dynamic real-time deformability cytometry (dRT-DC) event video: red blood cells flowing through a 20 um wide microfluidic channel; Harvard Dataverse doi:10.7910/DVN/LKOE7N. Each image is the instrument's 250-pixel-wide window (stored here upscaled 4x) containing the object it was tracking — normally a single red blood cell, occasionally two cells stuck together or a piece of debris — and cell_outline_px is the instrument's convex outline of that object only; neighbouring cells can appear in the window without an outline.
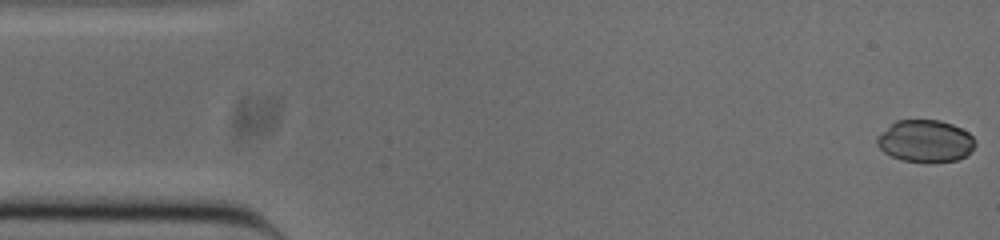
{"species": "common noctule bat (a hibernating species)", "species_latin": "Nyctalus noctula", "temperature_condition": "cold", "stored_images_in_passage": 52, "camera_frame_rate_fps": 3000, "um_per_image_px": 0.085, "animal": {"sex": "male", "body_mass_g": 20.0, "forearm_length_mm": 53.3}, "frame": {"image": 1, "passage_image": 1, "time_ms": 0.0, "image_size_px": [1000, 240], "cell_outline_px": [[976, 144], [964, 156], [956, 160], [928, 164], [900, 160], [884, 152], [876, 144], [876, 136], [896, 120], [940, 120], [952, 124], [968, 132], [972, 136]], "centroid_in_image_um": [78.62, 12.01], "position_along_channel_um": 6.4, "area_um2": 24.33}}
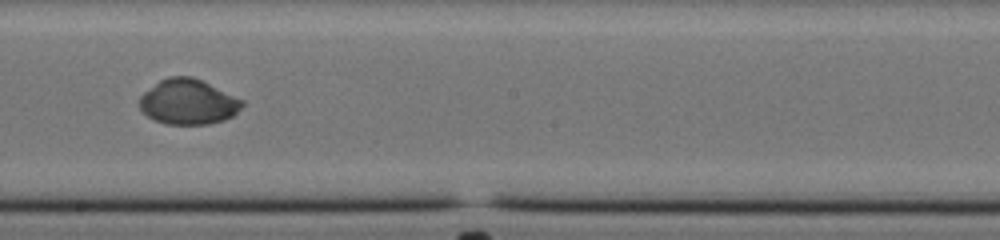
{"frame": {"image": 2, "passage_image": 28, "time_ms": 9.0, "image_size_px": [1000, 240], "cell_outline_px": [[244, 104], [232, 116], [224, 120], [208, 124], [164, 124], [148, 116], [140, 108], [140, 96], [144, 92], [160, 80], [168, 76], [192, 76], [244, 100]], "centroid_in_image_um": [15.99, 8.66], "position_along_channel_um": 232.2, "area_um2": 26.82}}
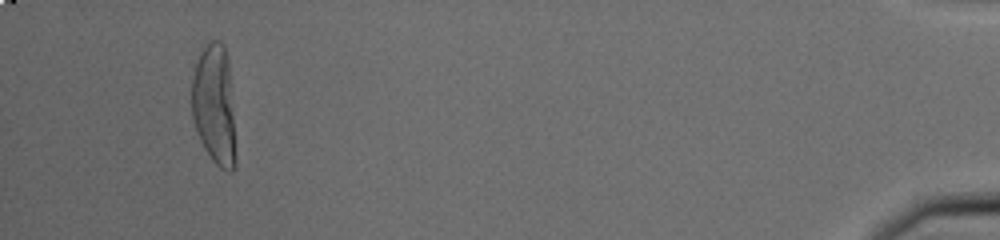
{"frame": {"image": 3, "passage_image": 49, "time_ms": 16.0, "image_size_px": [1000, 240], "cell_outline_px": [[236, 160], [232, 172], [228, 172], [220, 168], [212, 160], [204, 148], [200, 140], [192, 116], [192, 80], [196, 64], [200, 52], [212, 40], [220, 40], [224, 44], [228, 60], [236, 156]], "centroid_in_image_um": [18.22, 8.95], "position_along_channel_um": 417.0, "area_um2": 30.52}, "authors_computed_cell_mechanics": {"area_um2": 27.5128, "velocity_mm_per_s": 3.8567, "shape_relaxation_time_tau1_ms": 10.0883, "shape_relaxation_time_tau2_ms": 2.18, "deformation_change_tau1": 0.3197, "deformation_change_tau2": 0.0255}}